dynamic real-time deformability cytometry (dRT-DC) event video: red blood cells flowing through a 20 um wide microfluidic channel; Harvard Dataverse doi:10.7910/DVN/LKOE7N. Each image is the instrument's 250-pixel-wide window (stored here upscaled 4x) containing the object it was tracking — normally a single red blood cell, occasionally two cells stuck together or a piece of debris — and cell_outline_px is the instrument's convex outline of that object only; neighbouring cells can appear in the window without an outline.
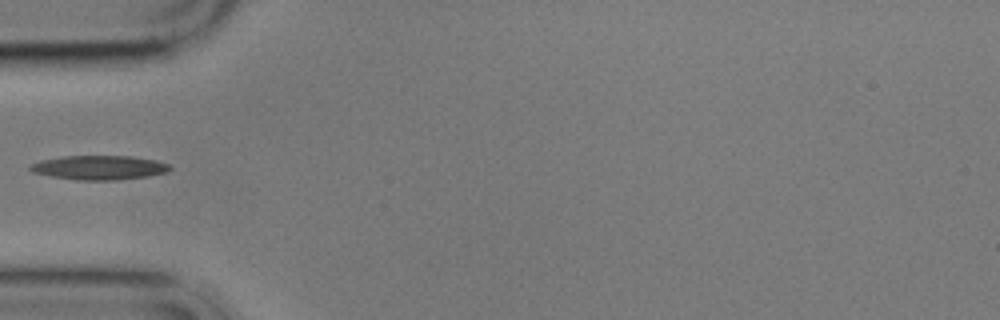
{"species": "common noctule bat (a hibernating species)", "species_latin": "Nyctalus noctula", "temperature_condition": "cold", "stored_images_in_passage": 3, "camera_frame_rate_fps": 3000, "um_per_image_px": 0.085, "animal": {"sex": "male", "body_mass_g": 17.9}, "frame": {"image": 1, "passage_image": 3, "time_ms": 2.333, "image_size_px": [1000, 320], "cell_outline_px": [[172, 168], [168, 172], [148, 176], [116, 180], [76, 180], [52, 176], [32, 172], [28, 168], [32, 164], [40, 160], [64, 156], [132, 156], [156, 160], [168, 164]], "centroid_in_image_um": [8.45, 14.24], "position_along_channel_um": 76.6, "area_um2": 19.71}}